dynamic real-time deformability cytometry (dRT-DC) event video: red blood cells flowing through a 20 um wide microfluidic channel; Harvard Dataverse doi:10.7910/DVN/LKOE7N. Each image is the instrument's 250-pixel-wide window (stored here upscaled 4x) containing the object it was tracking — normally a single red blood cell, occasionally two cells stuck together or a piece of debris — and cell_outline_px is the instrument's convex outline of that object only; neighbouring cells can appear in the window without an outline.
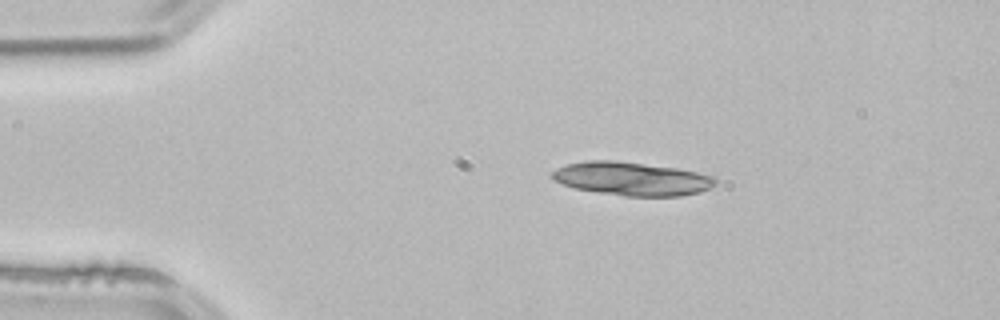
{"species": "common noctule bat (a hibernating species)", "species_latin": "Nyctalus noctula", "temperature_condition": "room temperature", "stored_images_in_passage": 3, "camera_frame_rate_fps": 3000, "um_per_image_px": 0.085, "animal": {"sex": "male", "body_mass_g": 21.5, "forearm_length_mm": 52.0}, "frame": {"image": 1, "passage_image": 2, "time_ms": 0.333, "image_size_px": [1000, 320], "cell_outline_px": [[716, 184], [700, 192], [680, 196], [624, 196], [576, 188], [564, 184], [556, 180], [552, 176], [552, 172], [556, 168], [568, 164], [584, 160], [616, 160], [676, 168], [696, 172], [712, 176], [716, 180]], "centroid_in_image_um": [53.71, 15.18], "position_along_channel_um": 31.3, "area_um2": 31.5}}